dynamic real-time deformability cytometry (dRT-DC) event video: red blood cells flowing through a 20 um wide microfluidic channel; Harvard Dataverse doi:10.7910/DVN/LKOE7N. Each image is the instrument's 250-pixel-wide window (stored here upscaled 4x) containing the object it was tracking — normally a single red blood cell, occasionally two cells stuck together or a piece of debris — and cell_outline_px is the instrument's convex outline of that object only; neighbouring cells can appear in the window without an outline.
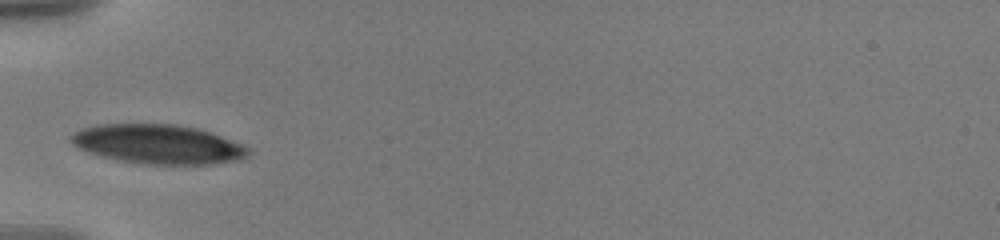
{"species": "human", "species_latin": "Homo sapiens", "temperature_condition": "warm", "stored_images_in_passage": 38, "camera_frame_rate_fps": 3000, "um_per_image_px": 0.085, "donor": {"sex": "male"}, "frame": {"image": 1, "passage_image": 1, "time_ms": 0.0, "image_size_px": [1000, 240], "cell_outline_px": [[252, 152], [248, 156], [240, 160], [216, 164], [148, 164], [120, 160], [100, 156], [76, 148], [68, 140], [68, 136], [72, 132], [80, 128], [96, 124], [176, 124], [196, 128], [212, 132], [244, 144]], "centroid_in_image_um": [13.42, 12.25], "position_along_channel_um": 71.6, "area_um2": 41.21}}
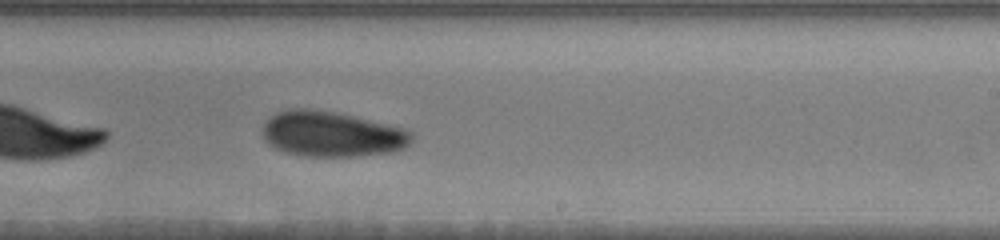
{"frame": {"image": 2, "passage_image": 17, "time_ms": 5.333, "image_size_px": [1000, 240], "cell_outline_px": [[412, 140], [404, 148], [392, 152], [352, 156], [304, 156], [284, 152], [268, 144], [264, 140], [264, 120], [276, 112], [288, 108], [312, 108], [336, 112], [392, 124], [404, 128], [412, 132]], "centroid_in_image_um": [28.19, 11.37], "position_along_channel_um": 260.8, "area_um2": 39.82}}
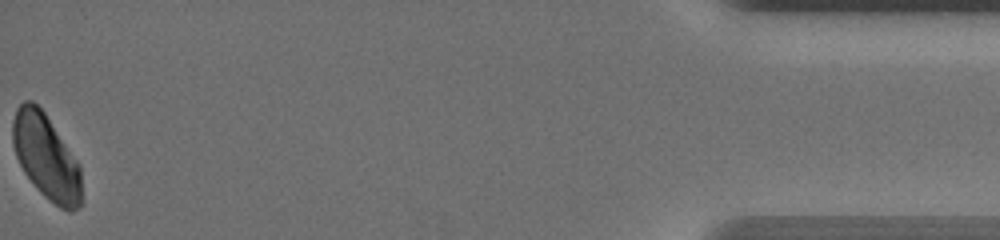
{"frame": {"image": 3, "passage_image": 38, "time_ms": 12.333, "image_size_px": [1000, 240], "cell_outline_px": [[80, 208], [72, 212], [68, 212], [60, 208], [44, 196], [40, 192], [24, 172], [16, 156], [12, 144], [12, 120], [16, 108], [24, 100], [32, 100], [44, 112], [80, 164]], "centroid_in_image_um": [3.9, 13.33], "position_along_channel_um": 431.3, "area_um2": 34.04}, "authors_computed_cell_mechanics": {"area_um2": 38.7549, "velocity_mm_per_s": 3.5698, "shape_relaxation_time_tau1_ms": 2.2635, "shape_relaxation_time_tau2_ms": null, "deformation_change_tau1": 0.1052, "deformation_change_tau2": null}}